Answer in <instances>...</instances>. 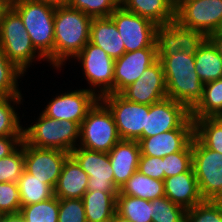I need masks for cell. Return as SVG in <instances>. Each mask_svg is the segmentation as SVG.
<instances>
[{"instance_id": "cell-29", "label": "cell", "mask_w": 222, "mask_h": 222, "mask_svg": "<svg viewBox=\"0 0 222 222\" xmlns=\"http://www.w3.org/2000/svg\"><path fill=\"white\" fill-rule=\"evenodd\" d=\"M17 184L20 193L21 207L54 197V188L52 186L43 183L42 180H39L25 170L18 179Z\"/></svg>"}, {"instance_id": "cell-10", "label": "cell", "mask_w": 222, "mask_h": 222, "mask_svg": "<svg viewBox=\"0 0 222 222\" xmlns=\"http://www.w3.org/2000/svg\"><path fill=\"white\" fill-rule=\"evenodd\" d=\"M177 128H194L191 111L185 105L166 97L149 105L146 129H143L137 141Z\"/></svg>"}, {"instance_id": "cell-1", "label": "cell", "mask_w": 222, "mask_h": 222, "mask_svg": "<svg viewBox=\"0 0 222 222\" xmlns=\"http://www.w3.org/2000/svg\"><path fill=\"white\" fill-rule=\"evenodd\" d=\"M92 17L70 6L56 7L54 16V68L75 58L89 42Z\"/></svg>"}, {"instance_id": "cell-38", "label": "cell", "mask_w": 222, "mask_h": 222, "mask_svg": "<svg viewBox=\"0 0 222 222\" xmlns=\"http://www.w3.org/2000/svg\"><path fill=\"white\" fill-rule=\"evenodd\" d=\"M192 167V142L182 151L163 157L165 178L187 172Z\"/></svg>"}, {"instance_id": "cell-52", "label": "cell", "mask_w": 222, "mask_h": 222, "mask_svg": "<svg viewBox=\"0 0 222 222\" xmlns=\"http://www.w3.org/2000/svg\"><path fill=\"white\" fill-rule=\"evenodd\" d=\"M222 124V118H216Z\"/></svg>"}, {"instance_id": "cell-13", "label": "cell", "mask_w": 222, "mask_h": 222, "mask_svg": "<svg viewBox=\"0 0 222 222\" xmlns=\"http://www.w3.org/2000/svg\"><path fill=\"white\" fill-rule=\"evenodd\" d=\"M206 38L200 31L184 28L176 21L158 25L155 41L158 57H168L177 52L195 55Z\"/></svg>"}, {"instance_id": "cell-27", "label": "cell", "mask_w": 222, "mask_h": 222, "mask_svg": "<svg viewBox=\"0 0 222 222\" xmlns=\"http://www.w3.org/2000/svg\"><path fill=\"white\" fill-rule=\"evenodd\" d=\"M118 194L152 201L165 196L164 181L136 171L119 189Z\"/></svg>"}, {"instance_id": "cell-8", "label": "cell", "mask_w": 222, "mask_h": 222, "mask_svg": "<svg viewBox=\"0 0 222 222\" xmlns=\"http://www.w3.org/2000/svg\"><path fill=\"white\" fill-rule=\"evenodd\" d=\"M175 21L207 37L222 25V0H183L175 7Z\"/></svg>"}, {"instance_id": "cell-49", "label": "cell", "mask_w": 222, "mask_h": 222, "mask_svg": "<svg viewBox=\"0 0 222 222\" xmlns=\"http://www.w3.org/2000/svg\"><path fill=\"white\" fill-rule=\"evenodd\" d=\"M109 222H131V221L129 219L124 218V217L120 216L119 214L115 213Z\"/></svg>"}, {"instance_id": "cell-42", "label": "cell", "mask_w": 222, "mask_h": 222, "mask_svg": "<svg viewBox=\"0 0 222 222\" xmlns=\"http://www.w3.org/2000/svg\"><path fill=\"white\" fill-rule=\"evenodd\" d=\"M138 171L145 176L164 181L163 158L140 154Z\"/></svg>"}, {"instance_id": "cell-7", "label": "cell", "mask_w": 222, "mask_h": 222, "mask_svg": "<svg viewBox=\"0 0 222 222\" xmlns=\"http://www.w3.org/2000/svg\"><path fill=\"white\" fill-rule=\"evenodd\" d=\"M74 59L83 67L84 77L91 86L88 90L98 98L113 93L115 60L103 49L88 42Z\"/></svg>"}, {"instance_id": "cell-16", "label": "cell", "mask_w": 222, "mask_h": 222, "mask_svg": "<svg viewBox=\"0 0 222 222\" xmlns=\"http://www.w3.org/2000/svg\"><path fill=\"white\" fill-rule=\"evenodd\" d=\"M69 155L57 149L36 148L24 141V170L55 188L63 163Z\"/></svg>"}, {"instance_id": "cell-2", "label": "cell", "mask_w": 222, "mask_h": 222, "mask_svg": "<svg viewBox=\"0 0 222 222\" xmlns=\"http://www.w3.org/2000/svg\"><path fill=\"white\" fill-rule=\"evenodd\" d=\"M162 63L167 97L185 105L190 111L203 96V83L195 72V56L177 52L158 57Z\"/></svg>"}, {"instance_id": "cell-18", "label": "cell", "mask_w": 222, "mask_h": 222, "mask_svg": "<svg viewBox=\"0 0 222 222\" xmlns=\"http://www.w3.org/2000/svg\"><path fill=\"white\" fill-rule=\"evenodd\" d=\"M157 60L156 48L125 52L120 58L115 59L113 93H120L128 85L134 83L144 70Z\"/></svg>"}, {"instance_id": "cell-40", "label": "cell", "mask_w": 222, "mask_h": 222, "mask_svg": "<svg viewBox=\"0 0 222 222\" xmlns=\"http://www.w3.org/2000/svg\"><path fill=\"white\" fill-rule=\"evenodd\" d=\"M20 193L16 182L0 183V215L19 213Z\"/></svg>"}, {"instance_id": "cell-17", "label": "cell", "mask_w": 222, "mask_h": 222, "mask_svg": "<svg viewBox=\"0 0 222 222\" xmlns=\"http://www.w3.org/2000/svg\"><path fill=\"white\" fill-rule=\"evenodd\" d=\"M126 100L151 105L167 97V88L162 63L157 60L147 67L134 83L120 93Z\"/></svg>"}, {"instance_id": "cell-43", "label": "cell", "mask_w": 222, "mask_h": 222, "mask_svg": "<svg viewBox=\"0 0 222 222\" xmlns=\"http://www.w3.org/2000/svg\"><path fill=\"white\" fill-rule=\"evenodd\" d=\"M23 136H0V158L13 153L22 143Z\"/></svg>"}, {"instance_id": "cell-35", "label": "cell", "mask_w": 222, "mask_h": 222, "mask_svg": "<svg viewBox=\"0 0 222 222\" xmlns=\"http://www.w3.org/2000/svg\"><path fill=\"white\" fill-rule=\"evenodd\" d=\"M24 171V140L9 156L0 158V183L18 182Z\"/></svg>"}, {"instance_id": "cell-26", "label": "cell", "mask_w": 222, "mask_h": 222, "mask_svg": "<svg viewBox=\"0 0 222 222\" xmlns=\"http://www.w3.org/2000/svg\"><path fill=\"white\" fill-rule=\"evenodd\" d=\"M194 56L195 72L203 84L222 78V57L208 37Z\"/></svg>"}, {"instance_id": "cell-50", "label": "cell", "mask_w": 222, "mask_h": 222, "mask_svg": "<svg viewBox=\"0 0 222 222\" xmlns=\"http://www.w3.org/2000/svg\"><path fill=\"white\" fill-rule=\"evenodd\" d=\"M180 1H183V0H174L175 6H176Z\"/></svg>"}, {"instance_id": "cell-28", "label": "cell", "mask_w": 222, "mask_h": 222, "mask_svg": "<svg viewBox=\"0 0 222 222\" xmlns=\"http://www.w3.org/2000/svg\"><path fill=\"white\" fill-rule=\"evenodd\" d=\"M222 113V78L203 85V96L191 110L193 121L200 118H215Z\"/></svg>"}, {"instance_id": "cell-3", "label": "cell", "mask_w": 222, "mask_h": 222, "mask_svg": "<svg viewBox=\"0 0 222 222\" xmlns=\"http://www.w3.org/2000/svg\"><path fill=\"white\" fill-rule=\"evenodd\" d=\"M35 49L54 67V16L56 7L41 0H12Z\"/></svg>"}, {"instance_id": "cell-11", "label": "cell", "mask_w": 222, "mask_h": 222, "mask_svg": "<svg viewBox=\"0 0 222 222\" xmlns=\"http://www.w3.org/2000/svg\"><path fill=\"white\" fill-rule=\"evenodd\" d=\"M192 168L202 198L210 200L222 186V153L206 148L194 136L192 139Z\"/></svg>"}, {"instance_id": "cell-9", "label": "cell", "mask_w": 222, "mask_h": 222, "mask_svg": "<svg viewBox=\"0 0 222 222\" xmlns=\"http://www.w3.org/2000/svg\"><path fill=\"white\" fill-rule=\"evenodd\" d=\"M100 100L113 114L121 139L137 141L146 129L149 105L130 102L119 93L106 94Z\"/></svg>"}, {"instance_id": "cell-36", "label": "cell", "mask_w": 222, "mask_h": 222, "mask_svg": "<svg viewBox=\"0 0 222 222\" xmlns=\"http://www.w3.org/2000/svg\"><path fill=\"white\" fill-rule=\"evenodd\" d=\"M152 203V222H185L186 210L171 202L166 196L154 199Z\"/></svg>"}, {"instance_id": "cell-51", "label": "cell", "mask_w": 222, "mask_h": 222, "mask_svg": "<svg viewBox=\"0 0 222 222\" xmlns=\"http://www.w3.org/2000/svg\"><path fill=\"white\" fill-rule=\"evenodd\" d=\"M218 32L222 35V25L220 26Z\"/></svg>"}, {"instance_id": "cell-5", "label": "cell", "mask_w": 222, "mask_h": 222, "mask_svg": "<svg viewBox=\"0 0 222 222\" xmlns=\"http://www.w3.org/2000/svg\"><path fill=\"white\" fill-rule=\"evenodd\" d=\"M0 45L8 60L23 73L27 72L35 58L38 61L45 59L33 46L21 17L12 8L4 15L0 25Z\"/></svg>"}, {"instance_id": "cell-32", "label": "cell", "mask_w": 222, "mask_h": 222, "mask_svg": "<svg viewBox=\"0 0 222 222\" xmlns=\"http://www.w3.org/2000/svg\"><path fill=\"white\" fill-rule=\"evenodd\" d=\"M194 136L206 148L222 153V124L216 118L195 119Z\"/></svg>"}, {"instance_id": "cell-12", "label": "cell", "mask_w": 222, "mask_h": 222, "mask_svg": "<svg viewBox=\"0 0 222 222\" xmlns=\"http://www.w3.org/2000/svg\"><path fill=\"white\" fill-rule=\"evenodd\" d=\"M125 46V52L156 48L157 25L151 20L117 7L110 15Z\"/></svg>"}, {"instance_id": "cell-44", "label": "cell", "mask_w": 222, "mask_h": 222, "mask_svg": "<svg viewBox=\"0 0 222 222\" xmlns=\"http://www.w3.org/2000/svg\"><path fill=\"white\" fill-rule=\"evenodd\" d=\"M208 38L212 41V43L215 45V47L218 50V53L222 57V35L216 31L214 33H211Z\"/></svg>"}, {"instance_id": "cell-20", "label": "cell", "mask_w": 222, "mask_h": 222, "mask_svg": "<svg viewBox=\"0 0 222 222\" xmlns=\"http://www.w3.org/2000/svg\"><path fill=\"white\" fill-rule=\"evenodd\" d=\"M140 154L138 141L123 139L108 153L118 190L138 170Z\"/></svg>"}, {"instance_id": "cell-19", "label": "cell", "mask_w": 222, "mask_h": 222, "mask_svg": "<svg viewBox=\"0 0 222 222\" xmlns=\"http://www.w3.org/2000/svg\"><path fill=\"white\" fill-rule=\"evenodd\" d=\"M194 137V128H177L139 141L141 155L163 158L184 150Z\"/></svg>"}, {"instance_id": "cell-48", "label": "cell", "mask_w": 222, "mask_h": 222, "mask_svg": "<svg viewBox=\"0 0 222 222\" xmlns=\"http://www.w3.org/2000/svg\"><path fill=\"white\" fill-rule=\"evenodd\" d=\"M209 201L222 206V186L219 189V191Z\"/></svg>"}, {"instance_id": "cell-23", "label": "cell", "mask_w": 222, "mask_h": 222, "mask_svg": "<svg viewBox=\"0 0 222 222\" xmlns=\"http://www.w3.org/2000/svg\"><path fill=\"white\" fill-rule=\"evenodd\" d=\"M89 42L103 49L114 60L125 53V46L111 17L93 18Z\"/></svg>"}, {"instance_id": "cell-14", "label": "cell", "mask_w": 222, "mask_h": 222, "mask_svg": "<svg viewBox=\"0 0 222 222\" xmlns=\"http://www.w3.org/2000/svg\"><path fill=\"white\" fill-rule=\"evenodd\" d=\"M70 155L88 174L87 191L118 192L108 153L77 146Z\"/></svg>"}, {"instance_id": "cell-45", "label": "cell", "mask_w": 222, "mask_h": 222, "mask_svg": "<svg viewBox=\"0 0 222 222\" xmlns=\"http://www.w3.org/2000/svg\"><path fill=\"white\" fill-rule=\"evenodd\" d=\"M0 222H25L20 213L0 215Z\"/></svg>"}, {"instance_id": "cell-21", "label": "cell", "mask_w": 222, "mask_h": 222, "mask_svg": "<svg viewBox=\"0 0 222 222\" xmlns=\"http://www.w3.org/2000/svg\"><path fill=\"white\" fill-rule=\"evenodd\" d=\"M164 189L165 196L185 210L204 201L192 167L187 172L165 178Z\"/></svg>"}, {"instance_id": "cell-30", "label": "cell", "mask_w": 222, "mask_h": 222, "mask_svg": "<svg viewBox=\"0 0 222 222\" xmlns=\"http://www.w3.org/2000/svg\"><path fill=\"white\" fill-rule=\"evenodd\" d=\"M116 213L131 222H152V203L149 200L118 194Z\"/></svg>"}, {"instance_id": "cell-33", "label": "cell", "mask_w": 222, "mask_h": 222, "mask_svg": "<svg viewBox=\"0 0 222 222\" xmlns=\"http://www.w3.org/2000/svg\"><path fill=\"white\" fill-rule=\"evenodd\" d=\"M19 213L25 222H58L59 199L54 196L39 203L22 206Z\"/></svg>"}, {"instance_id": "cell-25", "label": "cell", "mask_w": 222, "mask_h": 222, "mask_svg": "<svg viewBox=\"0 0 222 222\" xmlns=\"http://www.w3.org/2000/svg\"><path fill=\"white\" fill-rule=\"evenodd\" d=\"M118 192L87 191L83 197L87 222H109L116 213Z\"/></svg>"}, {"instance_id": "cell-22", "label": "cell", "mask_w": 222, "mask_h": 222, "mask_svg": "<svg viewBox=\"0 0 222 222\" xmlns=\"http://www.w3.org/2000/svg\"><path fill=\"white\" fill-rule=\"evenodd\" d=\"M88 180V174L69 155L63 163L61 174L54 188V196L58 199H82L87 192Z\"/></svg>"}, {"instance_id": "cell-39", "label": "cell", "mask_w": 222, "mask_h": 222, "mask_svg": "<svg viewBox=\"0 0 222 222\" xmlns=\"http://www.w3.org/2000/svg\"><path fill=\"white\" fill-rule=\"evenodd\" d=\"M185 222H222V206L204 200L186 210Z\"/></svg>"}, {"instance_id": "cell-6", "label": "cell", "mask_w": 222, "mask_h": 222, "mask_svg": "<svg viewBox=\"0 0 222 222\" xmlns=\"http://www.w3.org/2000/svg\"><path fill=\"white\" fill-rule=\"evenodd\" d=\"M120 140L113 114L99 99L80 125L78 146L109 153Z\"/></svg>"}, {"instance_id": "cell-47", "label": "cell", "mask_w": 222, "mask_h": 222, "mask_svg": "<svg viewBox=\"0 0 222 222\" xmlns=\"http://www.w3.org/2000/svg\"><path fill=\"white\" fill-rule=\"evenodd\" d=\"M54 7L69 6L71 0H41Z\"/></svg>"}, {"instance_id": "cell-24", "label": "cell", "mask_w": 222, "mask_h": 222, "mask_svg": "<svg viewBox=\"0 0 222 222\" xmlns=\"http://www.w3.org/2000/svg\"><path fill=\"white\" fill-rule=\"evenodd\" d=\"M120 6L158 25L175 21L174 0H122Z\"/></svg>"}, {"instance_id": "cell-31", "label": "cell", "mask_w": 222, "mask_h": 222, "mask_svg": "<svg viewBox=\"0 0 222 222\" xmlns=\"http://www.w3.org/2000/svg\"><path fill=\"white\" fill-rule=\"evenodd\" d=\"M22 96L7 97L0 95V136H23L20 116L15 105L21 104ZM12 104V105H11Z\"/></svg>"}, {"instance_id": "cell-34", "label": "cell", "mask_w": 222, "mask_h": 222, "mask_svg": "<svg viewBox=\"0 0 222 222\" xmlns=\"http://www.w3.org/2000/svg\"><path fill=\"white\" fill-rule=\"evenodd\" d=\"M23 76L24 73L8 60L0 45V95L22 96L18 88V79Z\"/></svg>"}, {"instance_id": "cell-15", "label": "cell", "mask_w": 222, "mask_h": 222, "mask_svg": "<svg viewBox=\"0 0 222 222\" xmlns=\"http://www.w3.org/2000/svg\"><path fill=\"white\" fill-rule=\"evenodd\" d=\"M99 99L87 88L67 91L51 99L42 113L56 120H70L81 125L88 111Z\"/></svg>"}, {"instance_id": "cell-41", "label": "cell", "mask_w": 222, "mask_h": 222, "mask_svg": "<svg viewBox=\"0 0 222 222\" xmlns=\"http://www.w3.org/2000/svg\"><path fill=\"white\" fill-rule=\"evenodd\" d=\"M58 222H87L82 199H59Z\"/></svg>"}, {"instance_id": "cell-4", "label": "cell", "mask_w": 222, "mask_h": 222, "mask_svg": "<svg viewBox=\"0 0 222 222\" xmlns=\"http://www.w3.org/2000/svg\"><path fill=\"white\" fill-rule=\"evenodd\" d=\"M33 125L23 127V140L36 148L57 149L71 153L78 146L80 125L70 120H56L43 113Z\"/></svg>"}, {"instance_id": "cell-37", "label": "cell", "mask_w": 222, "mask_h": 222, "mask_svg": "<svg viewBox=\"0 0 222 222\" xmlns=\"http://www.w3.org/2000/svg\"><path fill=\"white\" fill-rule=\"evenodd\" d=\"M69 6L92 18H100L110 17L111 13L120 6V2L118 0H71Z\"/></svg>"}, {"instance_id": "cell-46", "label": "cell", "mask_w": 222, "mask_h": 222, "mask_svg": "<svg viewBox=\"0 0 222 222\" xmlns=\"http://www.w3.org/2000/svg\"><path fill=\"white\" fill-rule=\"evenodd\" d=\"M12 0H0V25L3 21L4 15L10 10Z\"/></svg>"}, {"instance_id": "cell-53", "label": "cell", "mask_w": 222, "mask_h": 222, "mask_svg": "<svg viewBox=\"0 0 222 222\" xmlns=\"http://www.w3.org/2000/svg\"><path fill=\"white\" fill-rule=\"evenodd\" d=\"M215 118H222V113L219 116L215 117Z\"/></svg>"}]
</instances>
